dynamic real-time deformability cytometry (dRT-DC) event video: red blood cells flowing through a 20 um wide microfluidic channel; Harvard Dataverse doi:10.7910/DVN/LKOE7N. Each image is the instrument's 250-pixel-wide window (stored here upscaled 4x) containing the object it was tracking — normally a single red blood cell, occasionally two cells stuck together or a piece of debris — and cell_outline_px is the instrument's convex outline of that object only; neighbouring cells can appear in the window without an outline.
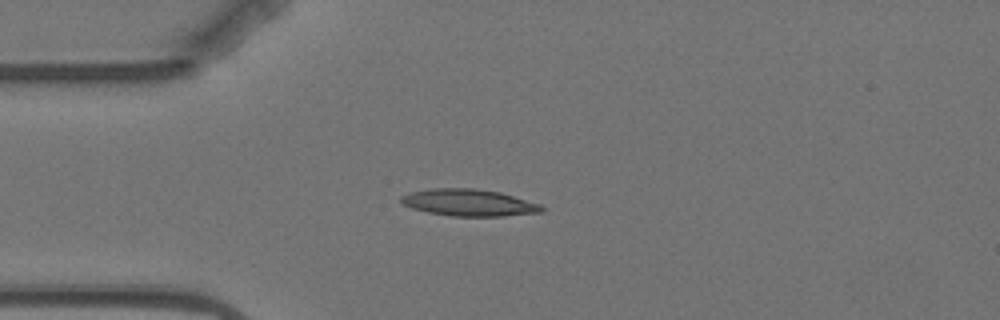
{"species": "Egyptian fruit bat (a non-hibernating species)", "species_latin": "Rousettus aegyptiacus", "temperature_condition": "warm", "stored_images_in_passage": 5, "camera_frame_rate_fps": 3000, "um_per_image_px": 0.085, "animal": {"sex": "female"}, "frame": {"image": 1, "passage_image": 3, "time_ms": 3.333, "image_size_px": [1000, 320], "cell_outline_px": [[544, 212], [504, 216], [452, 216], [428, 212], [412, 208], [404, 204], [400, 200], [400, 196], [412, 192], [428, 188], [476, 188], [500, 192], [540, 204], [544, 208]], "centroid_in_image_um": [39.87, 17.22], "position_along_channel_um": 45.1, "area_um2": 22.02}}
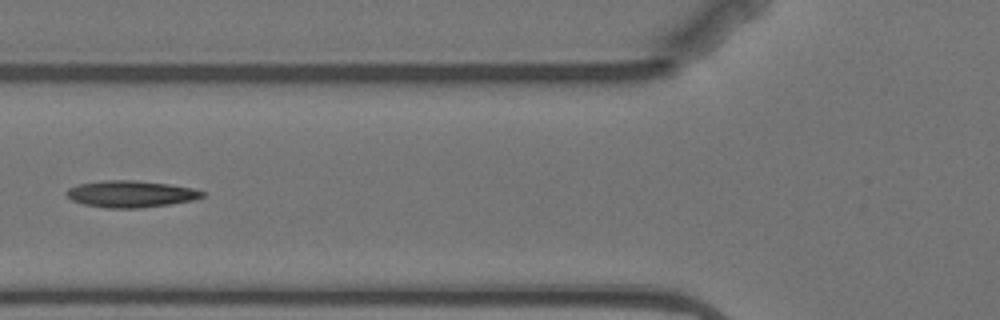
{"frame": {"image": 2, "passage_image": 5, "time_ms": 5.667, "image_size_px": [1000, 320], "cell_outline_px": [[204, 196], [192, 200], [168, 204], [140, 208], [104, 208], [84, 204], [72, 200], [64, 192], [68, 188], [76, 184], [104, 180], [136, 180], [168, 184], [192, 188], [204, 192]], "centroid_in_image_um": [11.06, 16.48], "position_along_channel_um": 114.7, "area_um2": 21.1}}